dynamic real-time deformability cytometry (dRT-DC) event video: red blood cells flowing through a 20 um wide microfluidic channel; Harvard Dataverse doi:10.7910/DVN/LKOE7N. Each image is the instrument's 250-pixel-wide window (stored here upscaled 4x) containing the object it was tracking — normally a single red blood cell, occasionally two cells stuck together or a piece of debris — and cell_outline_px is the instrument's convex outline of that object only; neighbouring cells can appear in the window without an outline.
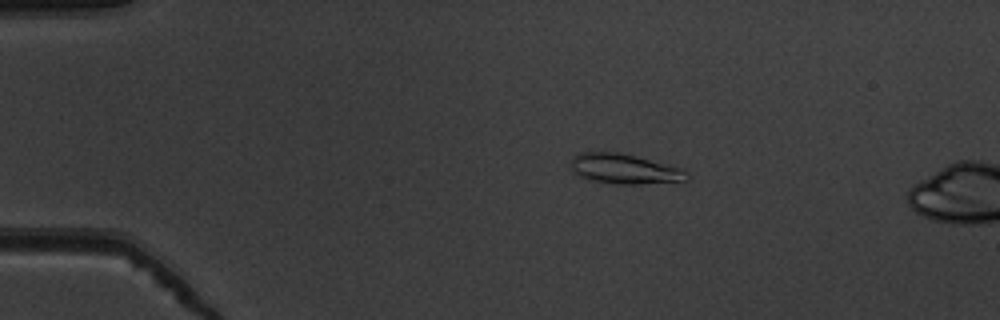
{"species": "common noctule bat (a hibernating species)", "species_latin": "Nyctalus noctula", "temperature_condition": "warm", "stored_images_in_passage": 13, "camera_frame_rate_fps": 3000, "um_per_image_px": 0.085, "animal": {"sex": "male", "body_mass_g": 19.5, "forearm_length_mm": 54.6}, "frame": {"image": 1, "passage_image": 10, "time_ms": 3.0, "image_size_px": [1000, 320], "cell_outline_px": [[688, 180], [640, 184], [616, 184], [596, 180], [580, 176], [572, 172], [572, 156], [580, 152], [616, 152], [684, 168], [688, 176]], "centroid_in_image_um": [53.08, 14.35], "position_along_channel_um": 31.9, "area_um2": 19.94}}